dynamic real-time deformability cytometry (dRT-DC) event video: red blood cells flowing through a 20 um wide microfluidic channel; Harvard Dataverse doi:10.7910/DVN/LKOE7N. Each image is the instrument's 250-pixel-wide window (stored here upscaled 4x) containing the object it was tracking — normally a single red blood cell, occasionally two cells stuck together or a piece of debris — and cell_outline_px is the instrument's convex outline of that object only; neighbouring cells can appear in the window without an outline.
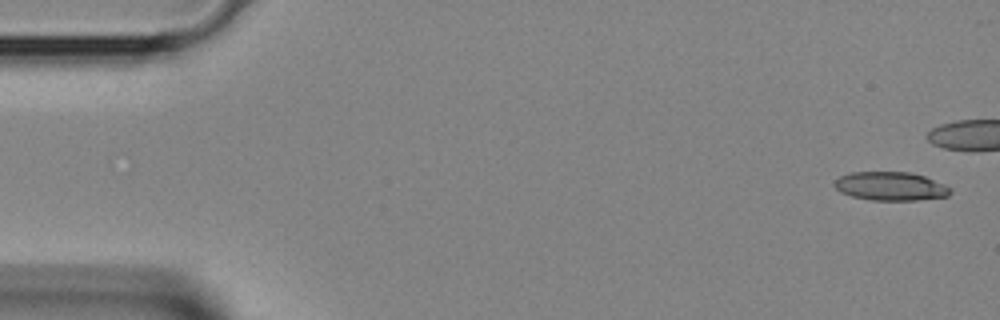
{"species": "Egyptian fruit bat (a non-hibernating species)", "species_latin": "Rousettus aegyptiacus", "temperature_condition": "room temperature", "stored_images_in_passage": 4, "camera_frame_rate_fps": 3000, "um_per_image_px": 0.085, "animal": {"sex": "female"}, "frame": {"image": 1, "passage_image": 1, "time_ms": 0.0, "image_size_px": [1000, 320], "cell_outline_px": [[952, 192], [948, 196], [916, 200], [872, 200], [852, 196], [840, 192], [832, 184], [840, 176], [852, 172], [912, 172], [924, 176], [944, 184], [952, 188]], "centroid_in_image_um": [75.71, 15.82], "position_along_channel_um": 9.3, "area_um2": 19.36}}
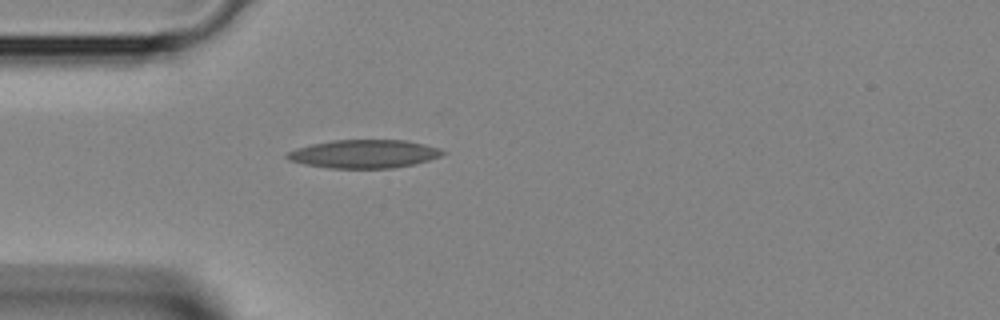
{"frame": {"image": 2, "passage_image": 4, "time_ms": 1.0, "image_size_px": [1000, 320], "cell_outline_px": [[448, 152], [440, 156], [428, 160], [412, 164], [392, 168], [328, 168], [304, 164], [288, 160], [284, 156], [288, 152], [296, 148], [312, 144], [332, 140], [404, 140], [424, 144], [440, 148]], "centroid_in_image_um": [30.93, 13.08], "position_along_channel_um": 54.1, "area_um2": 25.66}}